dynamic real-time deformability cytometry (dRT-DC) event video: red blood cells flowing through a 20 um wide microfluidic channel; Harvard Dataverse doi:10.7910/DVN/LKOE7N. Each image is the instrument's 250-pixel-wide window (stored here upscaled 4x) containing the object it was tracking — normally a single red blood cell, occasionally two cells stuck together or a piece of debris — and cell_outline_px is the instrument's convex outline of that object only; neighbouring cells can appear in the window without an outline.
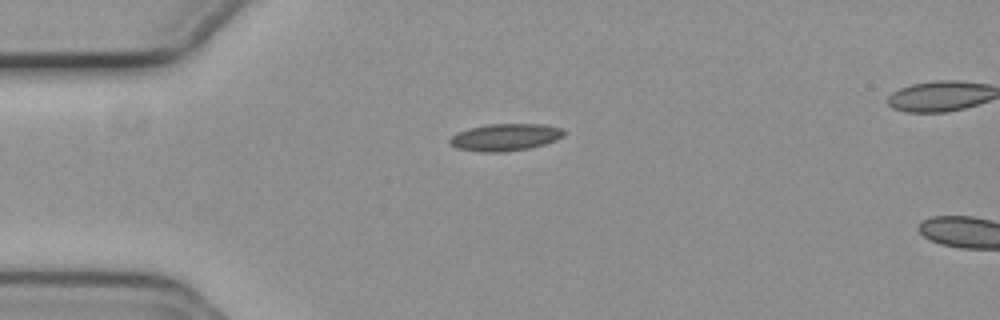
{"species": "common noctule bat (a hibernating species)", "species_latin": "Nyctalus noctula", "temperature_condition": "cold", "stored_images_in_passage": 4, "camera_frame_rate_fps": 3000, "um_per_image_px": 0.085, "animal": {"sex": "female", "body_mass_g": 19.3, "forearm_length_mm": 54.1}, "frame": {"image": 1, "passage_image": 1, "time_ms": 0.0, "image_size_px": [1000, 320], "cell_outline_px": [[568, 132], [564, 136], [556, 140], [544, 144], [528, 148], [500, 152], [484, 152], [456, 148], [448, 144], [448, 140], [456, 132], [468, 128], [488, 124], [544, 124], [564, 128]], "centroid_in_image_um": [42.96, 11.65], "position_along_channel_um": 42.0, "area_um2": 18.26}}